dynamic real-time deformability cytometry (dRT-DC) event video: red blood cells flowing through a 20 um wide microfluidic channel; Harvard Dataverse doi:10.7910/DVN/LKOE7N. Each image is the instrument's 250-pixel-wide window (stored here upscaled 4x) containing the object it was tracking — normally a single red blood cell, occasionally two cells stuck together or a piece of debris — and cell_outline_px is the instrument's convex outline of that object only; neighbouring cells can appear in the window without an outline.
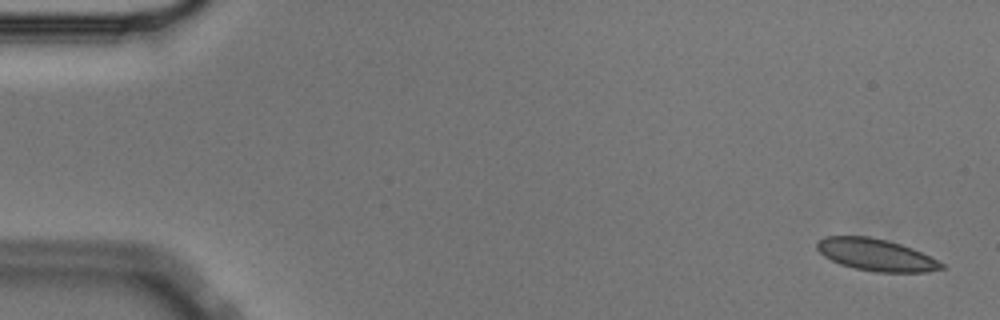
{"species": "Egyptian fruit bat (a non-hibernating species)", "species_latin": "Rousettus aegyptiacus", "temperature_condition": "cold", "stored_images_in_passage": 56, "camera_frame_rate_fps": 3000, "um_per_image_px": 0.085, "animal": {"sex": "male"}, "frame": {"image": 1, "passage_image": 2, "time_ms": 0.333, "image_size_px": [1000, 320], "cell_outline_px": [[944, 268], [928, 272], [876, 272], [856, 268], [840, 264], [824, 256], [816, 248], [816, 244], [824, 236], [868, 236], [888, 240], [912, 248], [944, 264]], "centroid_in_image_um": [74.44, 21.65], "position_along_channel_um": 10.6, "area_um2": 23.0}}
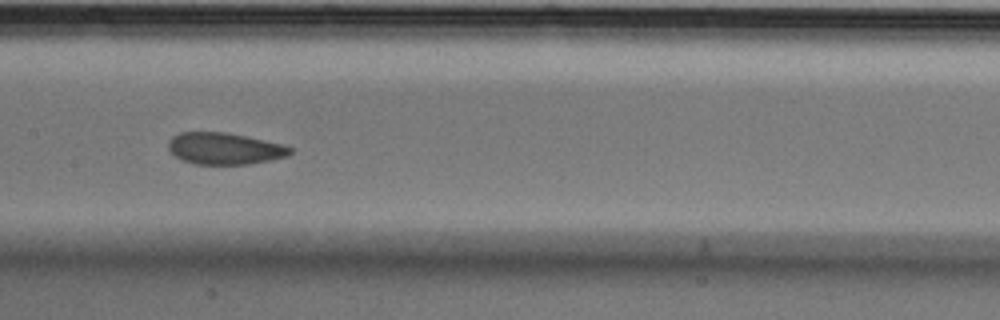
{"frame": {"image": 2, "passage_image": 28, "time_ms": 9.0, "image_size_px": [1000, 320], "cell_outline_px": [[292, 152], [288, 156], [248, 164], [192, 164], [180, 160], [168, 148], [168, 140], [172, 136], [180, 132], [224, 132], [244, 136], [280, 144], [292, 148]], "centroid_in_image_um": [19.02, 12.63], "position_along_channel_um": 188.4, "area_um2": 22.31}}
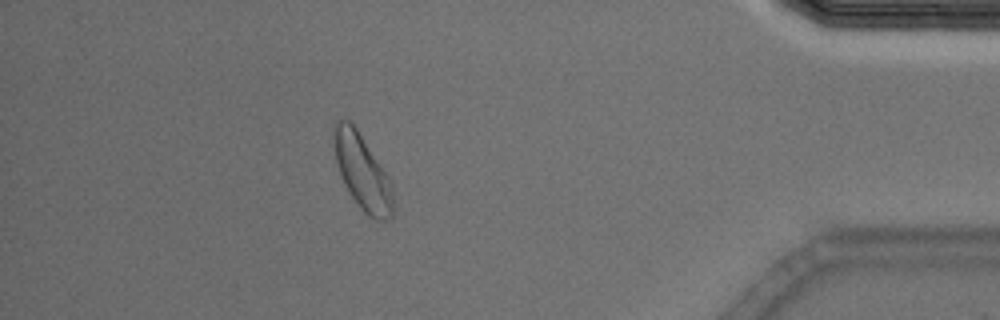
{"frame": {"image": 3, "passage_image": 50, "time_ms": 16.333, "image_size_px": [1000, 320], "cell_outline_px": [[396, 212], [388, 220], [376, 220], [368, 216], [360, 208], [344, 184], [336, 160], [332, 136], [332, 128], [336, 120], [348, 120], [356, 128], [388, 176], [392, 184]], "centroid_in_image_um": [30.82, 14.66], "position_along_channel_um": 404.4, "area_um2": 26.07}, "authors_computed_cell_mechanics": {"area_um2": 23.7558, "velocity_mm_per_s": 3.5397, "shape_relaxation_time_tau1_ms": 10.0748, "shape_relaxation_time_tau2_ms": 1.5351, "deformation_change_tau1": 0.1327, "deformation_change_tau2": 0.0417}}